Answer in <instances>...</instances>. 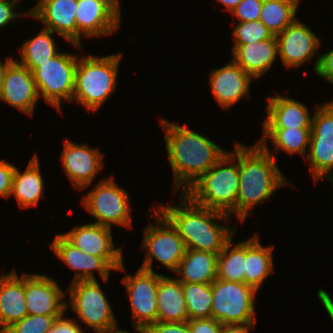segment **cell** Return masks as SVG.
<instances>
[{"label":"cell","mask_w":333,"mask_h":333,"mask_svg":"<svg viewBox=\"0 0 333 333\" xmlns=\"http://www.w3.org/2000/svg\"><path fill=\"white\" fill-rule=\"evenodd\" d=\"M168 161L174 175V193H185L227 152L202 134L161 119ZM183 186V187H182Z\"/></svg>","instance_id":"obj_1"},{"label":"cell","mask_w":333,"mask_h":333,"mask_svg":"<svg viewBox=\"0 0 333 333\" xmlns=\"http://www.w3.org/2000/svg\"><path fill=\"white\" fill-rule=\"evenodd\" d=\"M188 319L211 318V283H182Z\"/></svg>","instance_id":"obj_33"},{"label":"cell","mask_w":333,"mask_h":333,"mask_svg":"<svg viewBox=\"0 0 333 333\" xmlns=\"http://www.w3.org/2000/svg\"><path fill=\"white\" fill-rule=\"evenodd\" d=\"M298 3L299 0H263L259 20L277 36L297 19Z\"/></svg>","instance_id":"obj_29"},{"label":"cell","mask_w":333,"mask_h":333,"mask_svg":"<svg viewBox=\"0 0 333 333\" xmlns=\"http://www.w3.org/2000/svg\"><path fill=\"white\" fill-rule=\"evenodd\" d=\"M12 59L10 58H7L5 63L3 64L0 60V89H1V83H2V80H3V75H4V72H5V66L11 61Z\"/></svg>","instance_id":"obj_45"},{"label":"cell","mask_w":333,"mask_h":333,"mask_svg":"<svg viewBox=\"0 0 333 333\" xmlns=\"http://www.w3.org/2000/svg\"><path fill=\"white\" fill-rule=\"evenodd\" d=\"M28 315L25 299V273L18 278L13 269L0 276V333Z\"/></svg>","instance_id":"obj_22"},{"label":"cell","mask_w":333,"mask_h":333,"mask_svg":"<svg viewBox=\"0 0 333 333\" xmlns=\"http://www.w3.org/2000/svg\"><path fill=\"white\" fill-rule=\"evenodd\" d=\"M314 70L317 75L333 83V49L318 57Z\"/></svg>","instance_id":"obj_40"},{"label":"cell","mask_w":333,"mask_h":333,"mask_svg":"<svg viewBox=\"0 0 333 333\" xmlns=\"http://www.w3.org/2000/svg\"><path fill=\"white\" fill-rule=\"evenodd\" d=\"M211 318L222 325L254 324L255 294L257 291L246 283L216 278L211 283Z\"/></svg>","instance_id":"obj_6"},{"label":"cell","mask_w":333,"mask_h":333,"mask_svg":"<svg viewBox=\"0 0 333 333\" xmlns=\"http://www.w3.org/2000/svg\"><path fill=\"white\" fill-rule=\"evenodd\" d=\"M146 329L147 333H190L188 322L157 321Z\"/></svg>","instance_id":"obj_39"},{"label":"cell","mask_w":333,"mask_h":333,"mask_svg":"<svg viewBox=\"0 0 333 333\" xmlns=\"http://www.w3.org/2000/svg\"><path fill=\"white\" fill-rule=\"evenodd\" d=\"M253 147L239 143V189L236 216L244 221L250 210L267 200L281 186L288 184L279 170L275 155H271L266 141ZM285 184V185H284Z\"/></svg>","instance_id":"obj_3"},{"label":"cell","mask_w":333,"mask_h":333,"mask_svg":"<svg viewBox=\"0 0 333 333\" xmlns=\"http://www.w3.org/2000/svg\"><path fill=\"white\" fill-rule=\"evenodd\" d=\"M278 54L286 67H299L316 54L320 40L304 23L295 20L276 36Z\"/></svg>","instance_id":"obj_18"},{"label":"cell","mask_w":333,"mask_h":333,"mask_svg":"<svg viewBox=\"0 0 333 333\" xmlns=\"http://www.w3.org/2000/svg\"><path fill=\"white\" fill-rule=\"evenodd\" d=\"M39 98L32 71L12 59L5 66L0 100L32 116Z\"/></svg>","instance_id":"obj_15"},{"label":"cell","mask_w":333,"mask_h":333,"mask_svg":"<svg viewBox=\"0 0 333 333\" xmlns=\"http://www.w3.org/2000/svg\"><path fill=\"white\" fill-rule=\"evenodd\" d=\"M188 313L182 283L162 275L157 285V321L187 322Z\"/></svg>","instance_id":"obj_25"},{"label":"cell","mask_w":333,"mask_h":333,"mask_svg":"<svg viewBox=\"0 0 333 333\" xmlns=\"http://www.w3.org/2000/svg\"><path fill=\"white\" fill-rule=\"evenodd\" d=\"M153 214L158 226L150 223L145 228L142 249H146L147 253L140 268L154 272L152 263L155 258L175 272L187 250L186 245L176 229L158 210H154Z\"/></svg>","instance_id":"obj_9"},{"label":"cell","mask_w":333,"mask_h":333,"mask_svg":"<svg viewBox=\"0 0 333 333\" xmlns=\"http://www.w3.org/2000/svg\"><path fill=\"white\" fill-rule=\"evenodd\" d=\"M57 282L48 276L25 273V299L28 315H64L68 302Z\"/></svg>","instance_id":"obj_16"},{"label":"cell","mask_w":333,"mask_h":333,"mask_svg":"<svg viewBox=\"0 0 333 333\" xmlns=\"http://www.w3.org/2000/svg\"><path fill=\"white\" fill-rule=\"evenodd\" d=\"M263 129L311 128L307 106L280 94L269 97Z\"/></svg>","instance_id":"obj_23"},{"label":"cell","mask_w":333,"mask_h":333,"mask_svg":"<svg viewBox=\"0 0 333 333\" xmlns=\"http://www.w3.org/2000/svg\"><path fill=\"white\" fill-rule=\"evenodd\" d=\"M273 245L264 247L258 237L253 236L245 241V283L259 289L264 279L273 272Z\"/></svg>","instance_id":"obj_27"},{"label":"cell","mask_w":333,"mask_h":333,"mask_svg":"<svg viewBox=\"0 0 333 333\" xmlns=\"http://www.w3.org/2000/svg\"><path fill=\"white\" fill-rule=\"evenodd\" d=\"M234 44H249L273 38L271 31L260 21L238 22L232 32Z\"/></svg>","instance_id":"obj_35"},{"label":"cell","mask_w":333,"mask_h":333,"mask_svg":"<svg viewBox=\"0 0 333 333\" xmlns=\"http://www.w3.org/2000/svg\"><path fill=\"white\" fill-rule=\"evenodd\" d=\"M263 136L260 141L272 139L274 149L283 150L288 154L299 153L306 157V149L310 143L311 128H288V129H262Z\"/></svg>","instance_id":"obj_32"},{"label":"cell","mask_w":333,"mask_h":333,"mask_svg":"<svg viewBox=\"0 0 333 333\" xmlns=\"http://www.w3.org/2000/svg\"><path fill=\"white\" fill-rule=\"evenodd\" d=\"M78 0H39L38 4L26 14L41 21L46 29L58 33L75 47L77 44Z\"/></svg>","instance_id":"obj_17"},{"label":"cell","mask_w":333,"mask_h":333,"mask_svg":"<svg viewBox=\"0 0 333 333\" xmlns=\"http://www.w3.org/2000/svg\"><path fill=\"white\" fill-rule=\"evenodd\" d=\"M234 153L228 151L184 194L201 207L236 214L239 189V143ZM237 158L235 164L234 159ZM231 162H234L231 163Z\"/></svg>","instance_id":"obj_4"},{"label":"cell","mask_w":333,"mask_h":333,"mask_svg":"<svg viewBox=\"0 0 333 333\" xmlns=\"http://www.w3.org/2000/svg\"><path fill=\"white\" fill-rule=\"evenodd\" d=\"M231 245L232 238L218 255L217 278L245 283V241Z\"/></svg>","instance_id":"obj_31"},{"label":"cell","mask_w":333,"mask_h":333,"mask_svg":"<svg viewBox=\"0 0 333 333\" xmlns=\"http://www.w3.org/2000/svg\"><path fill=\"white\" fill-rule=\"evenodd\" d=\"M190 333H221L223 325L213 318L188 320Z\"/></svg>","instance_id":"obj_38"},{"label":"cell","mask_w":333,"mask_h":333,"mask_svg":"<svg viewBox=\"0 0 333 333\" xmlns=\"http://www.w3.org/2000/svg\"><path fill=\"white\" fill-rule=\"evenodd\" d=\"M218 255L187 249L175 271L181 283H212L217 278Z\"/></svg>","instance_id":"obj_26"},{"label":"cell","mask_w":333,"mask_h":333,"mask_svg":"<svg viewBox=\"0 0 333 333\" xmlns=\"http://www.w3.org/2000/svg\"><path fill=\"white\" fill-rule=\"evenodd\" d=\"M62 235L81 251L104 258L116 271L124 270L122 249L114 247L111 228L89 223Z\"/></svg>","instance_id":"obj_14"},{"label":"cell","mask_w":333,"mask_h":333,"mask_svg":"<svg viewBox=\"0 0 333 333\" xmlns=\"http://www.w3.org/2000/svg\"><path fill=\"white\" fill-rule=\"evenodd\" d=\"M129 196L119 188L111 176L96 184L82 199V205L97 219L93 222L111 228L112 224L132 227Z\"/></svg>","instance_id":"obj_8"},{"label":"cell","mask_w":333,"mask_h":333,"mask_svg":"<svg viewBox=\"0 0 333 333\" xmlns=\"http://www.w3.org/2000/svg\"><path fill=\"white\" fill-rule=\"evenodd\" d=\"M263 0H242L231 13L239 22L257 21L260 18Z\"/></svg>","instance_id":"obj_36"},{"label":"cell","mask_w":333,"mask_h":333,"mask_svg":"<svg viewBox=\"0 0 333 333\" xmlns=\"http://www.w3.org/2000/svg\"><path fill=\"white\" fill-rule=\"evenodd\" d=\"M162 275L139 268L133 276L126 275L125 284L132 309L134 329L147 333V327L157 322V285Z\"/></svg>","instance_id":"obj_11"},{"label":"cell","mask_w":333,"mask_h":333,"mask_svg":"<svg viewBox=\"0 0 333 333\" xmlns=\"http://www.w3.org/2000/svg\"><path fill=\"white\" fill-rule=\"evenodd\" d=\"M221 2L227 10L230 12L242 1V0H218Z\"/></svg>","instance_id":"obj_44"},{"label":"cell","mask_w":333,"mask_h":333,"mask_svg":"<svg viewBox=\"0 0 333 333\" xmlns=\"http://www.w3.org/2000/svg\"><path fill=\"white\" fill-rule=\"evenodd\" d=\"M77 63V55L59 51L32 71L39 97L58 111L61 99L72 103Z\"/></svg>","instance_id":"obj_7"},{"label":"cell","mask_w":333,"mask_h":333,"mask_svg":"<svg viewBox=\"0 0 333 333\" xmlns=\"http://www.w3.org/2000/svg\"><path fill=\"white\" fill-rule=\"evenodd\" d=\"M51 249L56 253L71 270L76 271L73 282L96 280L93 270H97L102 280L109 278L110 270H115L104 258L89 255L81 251L78 247L71 244L62 234L56 235L54 241L50 245ZM79 271V272H78Z\"/></svg>","instance_id":"obj_21"},{"label":"cell","mask_w":333,"mask_h":333,"mask_svg":"<svg viewBox=\"0 0 333 333\" xmlns=\"http://www.w3.org/2000/svg\"><path fill=\"white\" fill-rule=\"evenodd\" d=\"M249 328H254V324L223 325L221 333H249Z\"/></svg>","instance_id":"obj_43"},{"label":"cell","mask_w":333,"mask_h":333,"mask_svg":"<svg viewBox=\"0 0 333 333\" xmlns=\"http://www.w3.org/2000/svg\"><path fill=\"white\" fill-rule=\"evenodd\" d=\"M21 0H11L0 2V28L5 27L11 21L13 22L18 16L24 15L23 13L19 12V14L13 11L15 5L20 3Z\"/></svg>","instance_id":"obj_41"},{"label":"cell","mask_w":333,"mask_h":333,"mask_svg":"<svg viewBox=\"0 0 333 333\" xmlns=\"http://www.w3.org/2000/svg\"><path fill=\"white\" fill-rule=\"evenodd\" d=\"M74 321V319H66L62 315L57 318L52 329L48 333H84L78 323Z\"/></svg>","instance_id":"obj_42"},{"label":"cell","mask_w":333,"mask_h":333,"mask_svg":"<svg viewBox=\"0 0 333 333\" xmlns=\"http://www.w3.org/2000/svg\"><path fill=\"white\" fill-rule=\"evenodd\" d=\"M326 179H328L333 184V173L329 175Z\"/></svg>","instance_id":"obj_47"},{"label":"cell","mask_w":333,"mask_h":333,"mask_svg":"<svg viewBox=\"0 0 333 333\" xmlns=\"http://www.w3.org/2000/svg\"><path fill=\"white\" fill-rule=\"evenodd\" d=\"M15 169L13 164L0 160V197L8 198L11 196Z\"/></svg>","instance_id":"obj_37"},{"label":"cell","mask_w":333,"mask_h":333,"mask_svg":"<svg viewBox=\"0 0 333 333\" xmlns=\"http://www.w3.org/2000/svg\"><path fill=\"white\" fill-rule=\"evenodd\" d=\"M53 34L54 32L51 30L43 28L35 37L25 41L20 49L21 60L17 62L33 71L36 67L57 55L59 52L56 50V43L51 37Z\"/></svg>","instance_id":"obj_30"},{"label":"cell","mask_w":333,"mask_h":333,"mask_svg":"<svg viewBox=\"0 0 333 333\" xmlns=\"http://www.w3.org/2000/svg\"><path fill=\"white\" fill-rule=\"evenodd\" d=\"M181 197L179 205H160L158 212L176 229L187 249L219 254L235 233L217 223L228 220L229 215L201 207L184 193Z\"/></svg>","instance_id":"obj_2"},{"label":"cell","mask_w":333,"mask_h":333,"mask_svg":"<svg viewBox=\"0 0 333 333\" xmlns=\"http://www.w3.org/2000/svg\"><path fill=\"white\" fill-rule=\"evenodd\" d=\"M39 159L36 155L29 161L27 169L21 174L16 168L13 175L11 195L13 194L20 207L37 206L42 197L44 181L40 173Z\"/></svg>","instance_id":"obj_28"},{"label":"cell","mask_w":333,"mask_h":333,"mask_svg":"<svg viewBox=\"0 0 333 333\" xmlns=\"http://www.w3.org/2000/svg\"><path fill=\"white\" fill-rule=\"evenodd\" d=\"M62 165L73 186L79 189L88 187L102 169L103 154L86 144L66 140L62 154Z\"/></svg>","instance_id":"obj_19"},{"label":"cell","mask_w":333,"mask_h":333,"mask_svg":"<svg viewBox=\"0 0 333 333\" xmlns=\"http://www.w3.org/2000/svg\"><path fill=\"white\" fill-rule=\"evenodd\" d=\"M62 315H27L16 321L3 333H48Z\"/></svg>","instance_id":"obj_34"},{"label":"cell","mask_w":333,"mask_h":333,"mask_svg":"<svg viewBox=\"0 0 333 333\" xmlns=\"http://www.w3.org/2000/svg\"><path fill=\"white\" fill-rule=\"evenodd\" d=\"M68 290L71 309L96 333L116 325L111 306L96 280L73 282Z\"/></svg>","instance_id":"obj_10"},{"label":"cell","mask_w":333,"mask_h":333,"mask_svg":"<svg viewBox=\"0 0 333 333\" xmlns=\"http://www.w3.org/2000/svg\"><path fill=\"white\" fill-rule=\"evenodd\" d=\"M121 54L78 59L75 70L74 101L96 111L116 88Z\"/></svg>","instance_id":"obj_5"},{"label":"cell","mask_w":333,"mask_h":333,"mask_svg":"<svg viewBox=\"0 0 333 333\" xmlns=\"http://www.w3.org/2000/svg\"><path fill=\"white\" fill-rule=\"evenodd\" d=\"M120 4L118 0H78L77 44L84 37L110 35L120 26Z\"/></svg>","instance_id":"obj_13"},{"label":"cell","mask_w":333,"mask_h":333,"mask_svg":"<svg viewBox=\"0 0 333 333\" xmlns=\"http://www.w3.org/2000/svg\"><path fill=\"white\" fill-rule=\"evenodd\" d=\"M233 61L252 78L261 77L268 71L278 56L276 36L249 44H234Z\"/></svg>","instance_id":"obj_24"},{"label":"cell","mask_w":333,"mask_h":333,"mask_svg":"<svg viewBox=\"0 0 333 333\" xmlns=\"http://www.w3.org/2000/svg\"><path fill=\"white\" fill-rule=\"evenodd\" d=\"M210 72V84L217 103L229 109L242 98H249L252 77L231 60L228 64Z\"/></svg>","instance_id":"obj_20"},{"label":"cell","mask_w":333,"mask_h":333,"mask_svg":"<svg viewBox=\"0 0 333 333\" xmlns=\"http://www.w3.org/2000/svg\"><path fill=\"white\" fill-rule=\"evenodd\" d=\"M308 152L315 180L333 173V100L315 110Z\"/></svg>","instance_id":"obj_12"},{"label":"cell","mask_w":333,"mask_h":333,"mask_svg":"<svg viewBox=\"0 0 333 333\" xmlns=\"http://www.w3.org/2000/svg\"><path fill=\"white\" fill-rule=\"evenodd\" d=\"M104 333H129V332H127V331H123V330H118L117 329V325H115V326H113V327H111V328H109L107 331H105Z\"/></svg>","instance_id":"obj_46"}]
</instances>
